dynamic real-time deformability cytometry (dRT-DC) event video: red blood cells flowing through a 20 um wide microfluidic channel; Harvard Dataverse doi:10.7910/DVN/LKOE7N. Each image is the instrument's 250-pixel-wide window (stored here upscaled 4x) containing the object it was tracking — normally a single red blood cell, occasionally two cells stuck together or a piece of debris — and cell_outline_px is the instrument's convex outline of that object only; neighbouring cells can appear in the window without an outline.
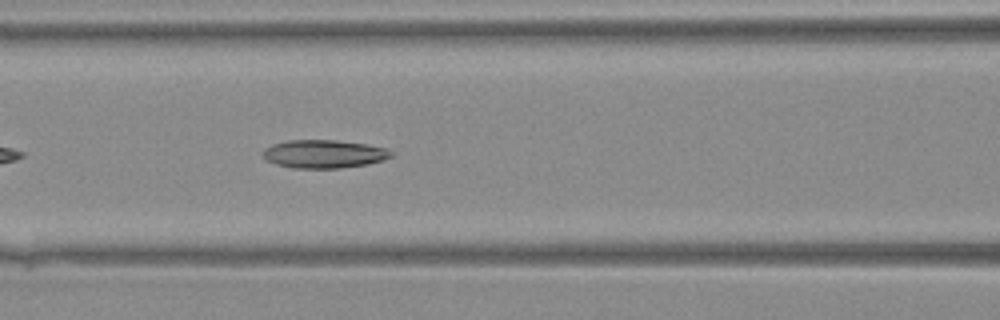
{"species": "Egyptian fruit bat (a non-hibernating species)", "species_latin": "Rousettus aegyptiacus", "temperature_condition": "warm", "stored_images_in_passage": 30, "camera_frame_rate_fps": 3000, "um_per_image_px": 0.085, "animal": {"sex": "female"}, "frame": {"image": 1, "passage_image": 7, "time_ms": 2.0, "image_size_px": [1000, 320], "cell_outline_px": [[392, 156], [384, 160], [368, 164], [340, 168], [292, 168], [276, 164], [264, 160], [260, 152], [264, 148], [272, 144], [288, 140], [336, 140], [368, 144], [384, 148], [392, 152]], "centroid_in_image_um": [27.48, 13.08], "position_along_channel_um": 139.1, "area_um2": 21.33}}
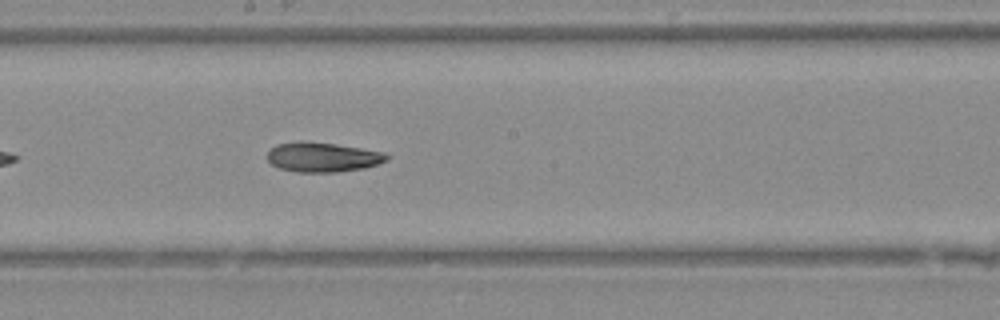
{"frame": {"image": 2, "passage_image": 12, "time_ms": 3.667, "image_size_px": [1000, 320], "cell_outline_px": [[392, 156], [388, 160], [364, 168], [336, 172], [296, 172], [280, 168], [272, 164], [268, 160], [268, 152], [276, 144], [300, 140], [304, 140], [336, 144], [388, 152]], "centroid_in_image_um": [27.47, 13.34], "position_along_channel_um": 220.7, "area_um2": 20.92}}
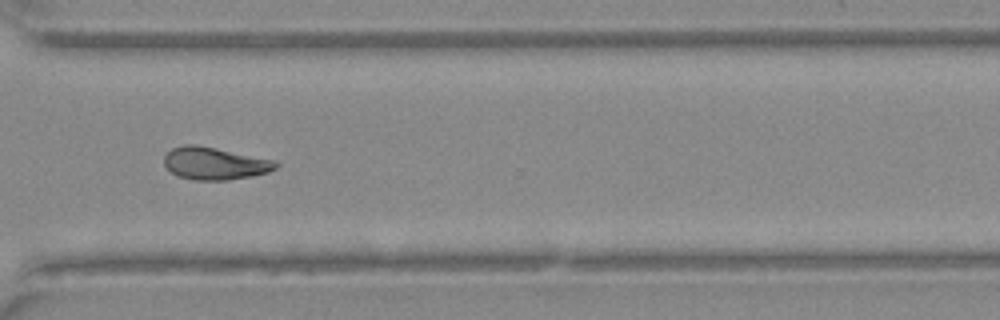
{"frame": {"image": 3, "passage_image": 20, "time_ms": 6.333, "image_size_px": [1000, 320], "cell_outline_px": [[280, 164], [276, 168], [268, 172], [252, 176], [228, 180], [196, 180], [180, 176], [172, 172], [164, 164], [164, 156], [172, 148], [184, 144], [196, 144], [276, 160]], "centroid_in_image_um": [18.28, 13.88], "position_along_channel_um": 352.3, "area_um2": 21.1}}